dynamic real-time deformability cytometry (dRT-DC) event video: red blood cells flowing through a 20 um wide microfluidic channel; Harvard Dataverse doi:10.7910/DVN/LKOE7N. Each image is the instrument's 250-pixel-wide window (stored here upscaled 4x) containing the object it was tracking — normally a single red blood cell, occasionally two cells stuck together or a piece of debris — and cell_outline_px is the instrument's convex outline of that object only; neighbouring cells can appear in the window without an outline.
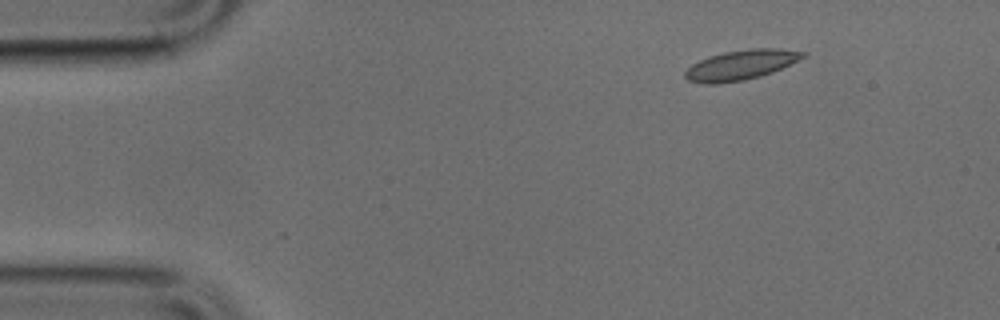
{"species": "common noctule bat (a hibernating species)", "species_latin": "Nyctalus noctula", "temperature_condition": "cold", "stored_images_in_passage": 45, "camera_frame_rate_fps": 3000, "um_per_image_px": 0.085, "animal": {"sex": "male", "body_mass_g": 17.9, "forearm_length_mm": 54.2}, "frame": {"image": 1, "passage_image": 1, "time_ms": 0.0, "image_size_px": [1000, 320], "cell_outline_px": [[808, 52], [804, 56], [772, 72], [760, 76], [744, 80], [716, 84], [704, 84], [688, 80], [684, 76], [684, 72], [692, 64], [700, 60], [724, 52], [752, 48], [780, 48]], "centroid_in_image_um": [62.95, 5.52], "position_along_channel_um": 22.1, "area_um2": 20.23}}
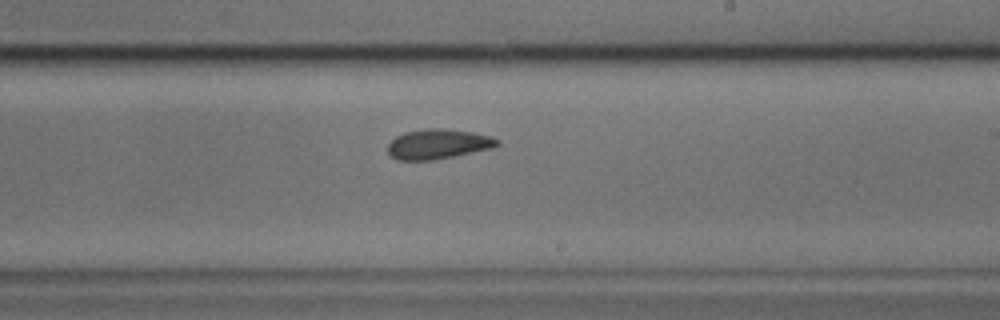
{"frame": {"image": 2, "passage_image": 24, "time_ms": 7.667, "image_size_px": [1000, 320], "cell_outline_px": [[500, 144], [492, 148], [432, 160], [396, 160], [388, 152], [388, 144], [396, 136], [404, 132], [428, 128], [444, 128], [472, 132], [492, 136], [500, 140]], "centroid_in_image_um": [37.24, 12.23], "position_along_channel_um": 251.8, "area_um2": 19.02}}
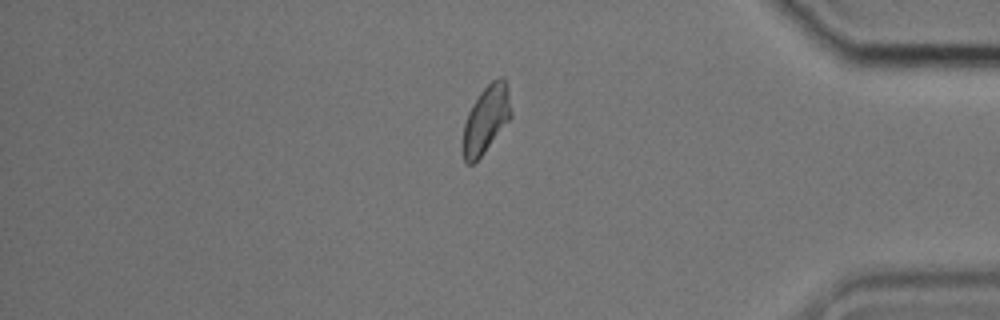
{"frame": {"image": 3, "passage_image": 37, "time_ms": 12.0, "image_size_px": [1000, 320], "cell_outline_px": [[512, 116], [484, 152], [472, 164], [468, 164], [464, 160], [460, 148], [464, 124], [468, 112], [472, 104], [480, 92], [492, 80], [500, 76], [504, 76], [508, 88], [512, 112]], "centroid_in_image_um": [41.29, 10.14], "position_along_channel_um": 393.9, "area_um2": 19.13}}